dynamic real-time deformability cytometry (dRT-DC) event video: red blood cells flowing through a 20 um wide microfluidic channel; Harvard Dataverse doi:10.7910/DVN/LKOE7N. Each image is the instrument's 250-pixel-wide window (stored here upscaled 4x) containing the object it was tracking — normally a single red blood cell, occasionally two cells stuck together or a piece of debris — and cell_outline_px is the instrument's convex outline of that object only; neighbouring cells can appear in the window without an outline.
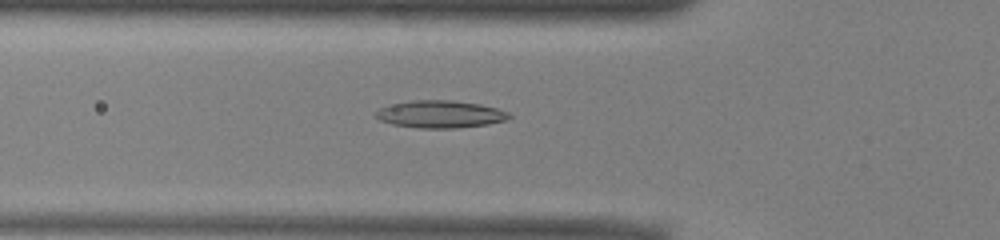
{"species": "common noctule bat (a hibernating species)", "species_latin": "Nyctalus noctula", "temperature_condition": "warm", "stored_images_in_passage": 51, "camera_frame_rate_fps": 3000, "um_per_image_px": 0.085, "animal": {"sex": "male", "body_mass_g": 13.0, "forearm_length_mm": 53.1}, "frame": {"image": 1, "passage_image": 17, "time_ms": 5.333, "image_size_px": [1000, 240], "cell_outline_px": [[512, 116], [508, 120], [488, 124], [456, 128], [420, 128], [392, 124], [380, 120], [376, 116], [376, 112], [380, 108], [412, 100], [452, 100], [480, 104], [496, 108], [508, 112]], "centroid_in_image_um": [37.47, 9.71], "position_along_channel_um": 88.3, "area_um2": 21.1}}
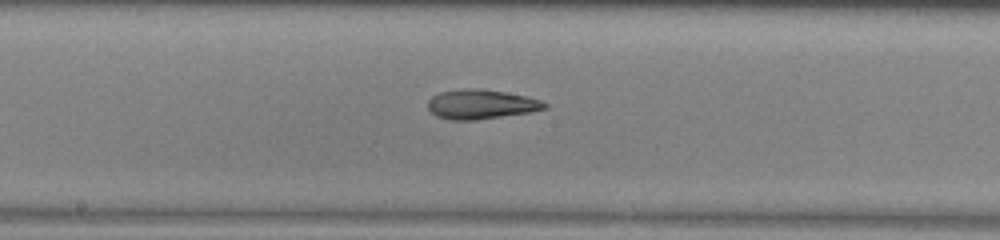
{"frame": {"image": 2, "passage_image": 26, "time_ms": 8.333, "image_size_px": [1000, 240], "cell_outline_px": [[548, 108], [528, 112], [476, 120], [452, 120], [436, 116], [428, 108], [428, 100], [432, 96], [440, 92], [464, 88], [480, 88], [528, 96], [540, 100], [548, 104]], "centroid_in_image_um": [40.88, 8.85], "position_along_channel_um": 207.3, "area_um2": 20.06}}
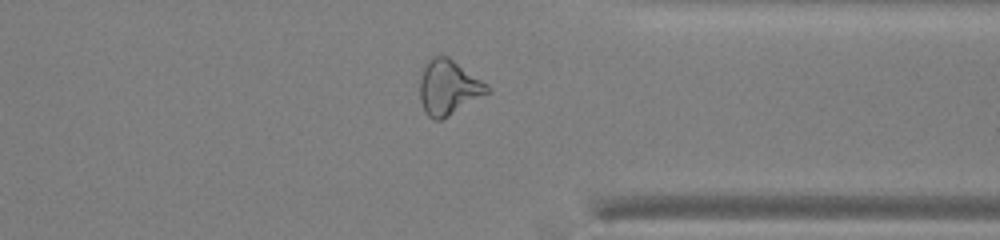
{"frame": {"image": 3, "passage_image": 39, "time_ms": 12.667, "image_size_px": [1000, 240], "cell_outline_px": [[492, 92], [448, 116], [440, 120], [432, 120], [424, 112], [420, 100], [420, 80], [424, 68], [428, 60], [432, 56], [448, 56], [488, 84]], "centroid_in_image_um": [38.14, 7.45], "position_along_channel_um": 373.3, "area_um2": 21.68}, "authors_computed_cell_mechanics": {"area_um2": 21.1548, "velocity_mm_per_s": 3.9555, "shape_relaxation_time_tau1_ms": null, "shape_relaxation_time_tau2_ms": 3.6919, "deformation_change_tau1": null, "deformation_change_tau2": 0.1423}}